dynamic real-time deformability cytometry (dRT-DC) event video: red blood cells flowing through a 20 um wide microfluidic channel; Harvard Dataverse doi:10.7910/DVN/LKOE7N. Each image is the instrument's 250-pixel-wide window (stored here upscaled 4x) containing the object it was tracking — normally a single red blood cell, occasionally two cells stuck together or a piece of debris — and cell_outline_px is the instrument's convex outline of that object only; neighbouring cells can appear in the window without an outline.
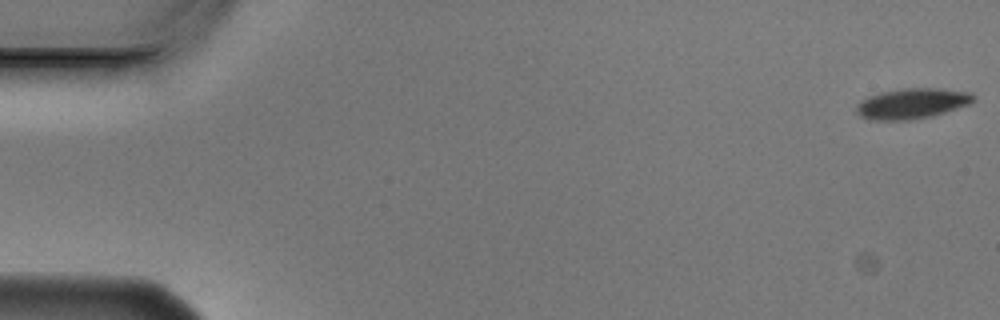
{"species": "Egyptian fruit bat (a non-hibernating species)", "species_latin": "Rousettus aegyptiacus", "temperature_condition": "cold", "stored_images_in_passage": 7, "camera_frame_rate_fps": 3000, "um_per_image_px": 0.085, "animal": {"sex": "male"}, "frame": {"image": 1, "passage_image": 1, "time_ms": 0.0, "image_size_px": [1000, 320], "cell_outline_px": [[976, 100], [968, 104], [932, 116], [908, 120], [868, 120], [860, 116], [856, 112], [856, 108], [864, 100], [880, 92], [904, 88], [944, 88], [972, 92], [976, 96]], "centroid_in_image_um": [77.58, 8.79], "position_along_channel_um": 7.4, "area_um2": 20.69}}
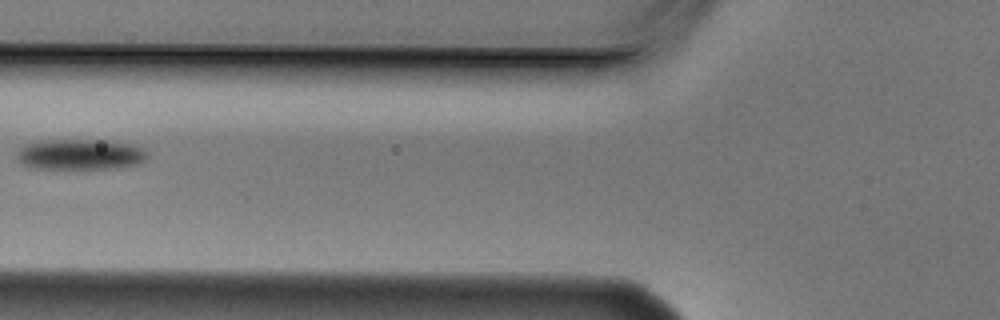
{"frame": {"image": 2, "passage_image": 6, "time_ms": 1.667, "image_size_px": [1000, 320], "cell_outline_px": [[148, 156], [144, 160], [136, 164], [116, 168], [36, 168], [24, 164], [16, 156], [16, 152], [24, 144], [40, 140], [104, 140], [132, 144], [144, 148], [148, 152]], "centroid_in_image_um": [6.83, 13.1], "position_along_channel_um": 119.0, "area_um2": 23.24}}
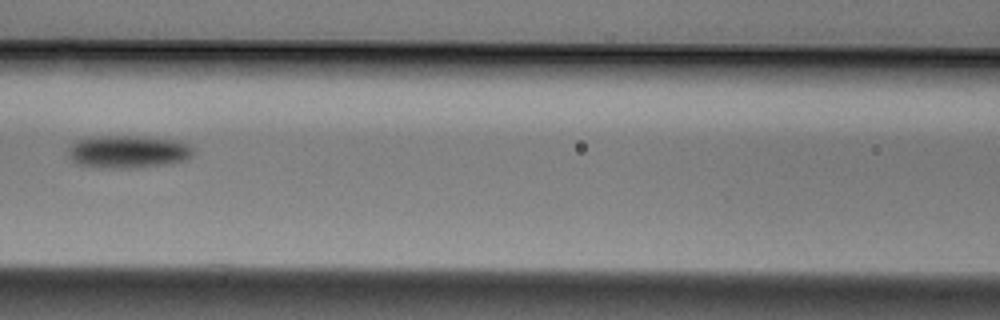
{"frame": {"image": 3, "passage_image": 7, "time_ms": 2.0, "image_size_px": [1000, 320], "cell_outline_px": [[196, 152], [188, 160], [172, 164], [136, 168], [96, 168], [76, 164], [68, 156], [68, 148], [72, 140], [92, 136], [140, 136], [180, 140], [196, 148]], "centroid_in_image_um": [10.91, 12.9], "position_along_channel_um": 155.7, "area_um2": 24.91}}